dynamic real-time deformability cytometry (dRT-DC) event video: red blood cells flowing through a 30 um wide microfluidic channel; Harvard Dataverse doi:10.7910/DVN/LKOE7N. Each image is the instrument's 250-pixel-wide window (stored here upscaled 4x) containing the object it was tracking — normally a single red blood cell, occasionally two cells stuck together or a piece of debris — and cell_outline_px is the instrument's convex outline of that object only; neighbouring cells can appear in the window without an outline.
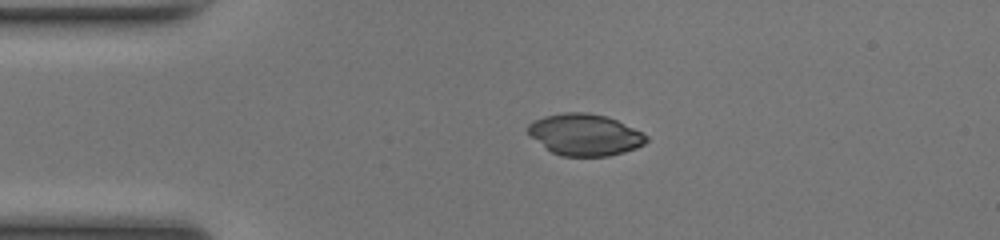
{"species": "common noctule bat (a hibernating species)", "species_latin": "Nyctalus noctula", "temperature_condition": "room temperature", "stored_images_in_passage": 40, "camera_frame_rate_fps": 3000, "um_per_image_px": 0.085, "animal": {"sex": "female", "body_mass_g": 17.0, "forearm_length_mm": 48.0}, "frame": {"image": 1, "passage_image": 1, "time_ms": 0.0, "image_size_px": [1000, 240], "cell_outline_px": [[648, 140], [644, 144], [636, 148], [624, 152], [608, 156], [560, 156], [552, 152], [532, 136], [528, 132], [528, 124], [532, 120], [544, 116], [564, 112], [588, 112], [604, 116], [616, 120], [648, 136]], "centroid_in_image_um": [49.71, 11.45], "position_along_channel_um": 35.3, "area_um2": 28.38}}
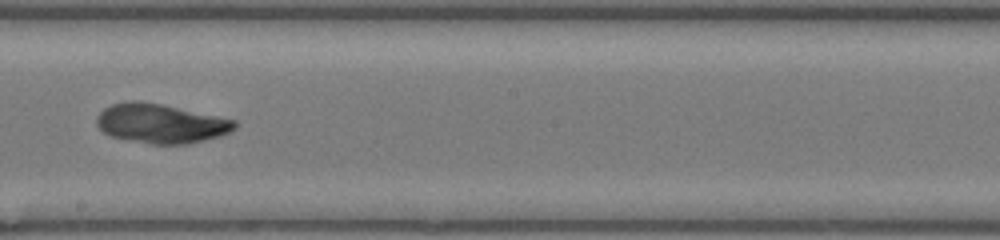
{"frame": {"image": 2, "passage_image": 18, "time_ms": 5.667, "image_size_px": [1000, 240], "cell_outline_px": [[236, 128], [220, 136], [188, 144], [152, 144], [112, 136], [104, 132], [96, 124], [96, 116], [104, 108], [112, 104], [128, 100], [140, 100], [160, 104], [236, 120]], "centroid_in_image_um": [13.65, 10.49], "position_along_channel_um": 234.6, "area_um2": 31.39}}
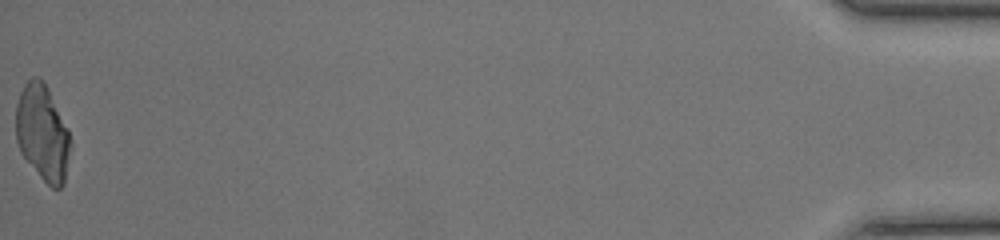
{"frame": {"image": 3, "passage_image": 40, "time_ms": 13.0, "image_size_px": [1000, 240], "cell_outline_px": [[72, 144], [64, 184], [60, 188], [52, 188], [40, 176], [20, 152], [16, 140], [16, 104], [20, 92], [24, 84], [32, 76], [40, 76], [48, 88], [72, 140]], "centroid_in_image_um": [3.61, 11.28], "position_along_channel_um": 431.6, "area_um2": 30.52}}